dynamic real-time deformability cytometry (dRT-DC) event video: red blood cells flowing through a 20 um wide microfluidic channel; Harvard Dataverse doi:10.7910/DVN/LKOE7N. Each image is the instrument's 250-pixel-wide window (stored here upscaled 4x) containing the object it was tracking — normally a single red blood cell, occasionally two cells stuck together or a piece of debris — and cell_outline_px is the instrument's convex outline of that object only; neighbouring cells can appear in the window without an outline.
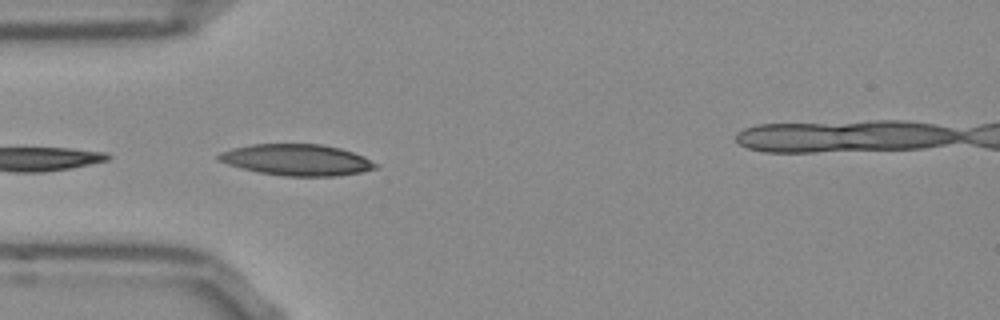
{"species": "Egyptian fruit bat (a non-hibernating species)", "species_latin": "Rousettus aegyptiacus", "temperature_condition": "room temperature", "stored_images_in_passage": 36, "camera_frame_rate_fps": 3000, "um_per_image_px": 0.085, "frame": {"image": 1, "passage_image": 1, "time_ms": 0.0, "image_size_px": [1000, 320], "cell_outline_px": [[376, 168], [360, 172], [336, 176], [284, 176], [260, 172], [228, 164], [216, 160], [216, 156], [220, 152], [232, 148], [252, 144], [320, 144], [340, 148], [364, 156], [376, 164]], "centroid_in_image_um": [25.2, 13.58], "position_along_channel_um": 59.8, "area_um2": 28.38}, "authors_computed_cell_mechanics": {"area_um2": 20.4901, "velocity_mm_per_s": 3.8287, "shape_relaxation_time_tau1_ms": 4.7131, "shape_relaxation_time_tau2_ms": null, "deformation_change_tau1": 0.1363, "deformation_change_tau2": null}}